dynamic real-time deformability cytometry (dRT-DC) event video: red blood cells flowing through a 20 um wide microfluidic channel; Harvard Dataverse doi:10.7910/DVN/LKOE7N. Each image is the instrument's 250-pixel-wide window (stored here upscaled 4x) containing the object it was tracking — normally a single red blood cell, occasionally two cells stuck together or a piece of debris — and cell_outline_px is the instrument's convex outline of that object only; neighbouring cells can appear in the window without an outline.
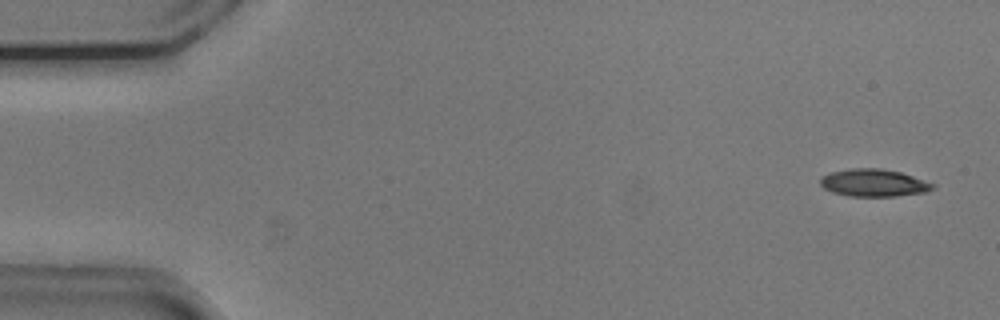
{"species": "common noctule bat (a hibernating species)", "species_latin": "Nyctalus noctula", "temperature_condition": "cold", "stored_images_in_passage": 54, "camera_frame_rate_fps": 3000, "um_per_image_px": 0.085, "animal": {"sex": "male", "body_mass_g": 20.5, "forearm_length_mm": 52.5}, "frame": {"image": 1, "passage_image": 3, "time_ms": 0.667, "image_size_px": [1000, 320], "cell_outline_px": [[936, 188], [924, 192], [896, 196], [848, 196], [832, 192], [824, 188], [820, 184], [820, 176], [832, 172], [852, 168], [880, 168], [900, 172], [936, 184]], "centroid_in_image_um": [74.26, 15.54], "position_along_channel_um": 10.7, "area_um2": 17.98}}
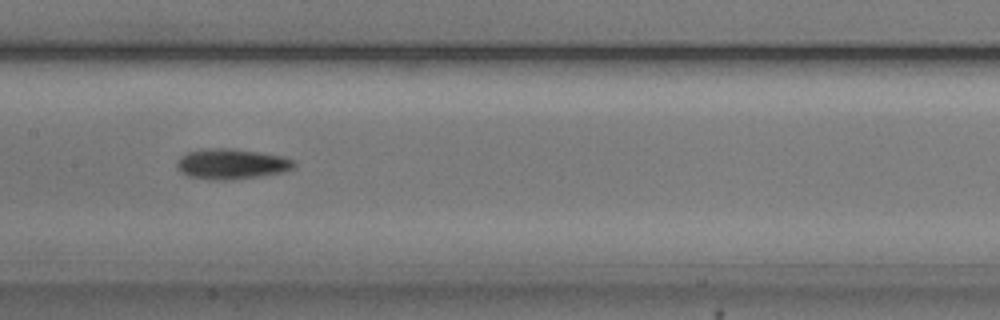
{"frame": {"image": 2, "passage_image": 27, "time_ms": 8.667, "image_size_px": [1000, 320], "cell_outline_px": [[296, 164], [292, 168], [284, 172], [260, 176], [232, 180], [208, 180], [188, 176], [180, 172], [176, 168], [176, 160], [180, 156], [188, 152], [200, 148], [232, 148], [284, 156], [292, 160]], "centroid_in_image_um": [19.62, 13.94], "position_along_channel_um": 187.8, "area_um2": 21.1}}
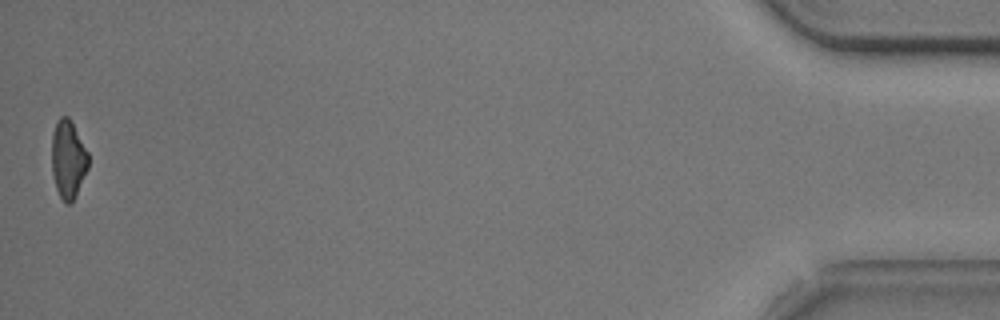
{"frame": {"image": 3, "passage_image": 54, "time_ms": 17.667, "image_size_px": [1000, 320], "cell_outline_px": [[88, 168], [76, 196], [68, 204], [64, 204], [56, 188], [52, 172], [52, 132], [56, 120], [60, 116], [68, 116], [88, 152]], "centroid_in_image_um": [5.78, 13.54], "position_along_channel_um": 429.4, "area_um2": 16.65}, "authors_computed_cell_mechanics": {"area_um2": 18.4382, "velocity_mm_per_s": 3.7413, "shape_relaxation_time_tau1_ms": 3.4753, "shape_relaxation_time_tau2_ms": null, "deformation_change_tau1": 0.1406, "deformation_change_tau2": null}}